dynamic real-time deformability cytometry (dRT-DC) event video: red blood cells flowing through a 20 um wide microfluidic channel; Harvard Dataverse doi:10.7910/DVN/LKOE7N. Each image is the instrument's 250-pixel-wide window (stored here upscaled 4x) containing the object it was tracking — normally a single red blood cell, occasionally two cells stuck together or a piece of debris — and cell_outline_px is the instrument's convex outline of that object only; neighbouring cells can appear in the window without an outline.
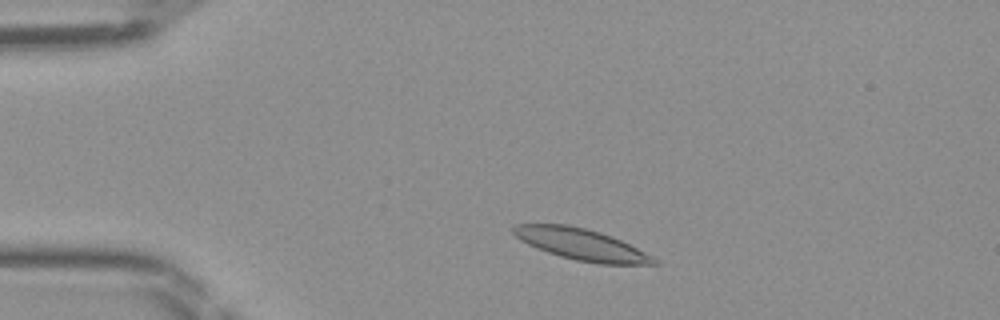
{"species": "Egyptian fruit bat (a non-hibernating species)", "species_latin": "Rousettus aegyptiacus", "temperature_condition": "room temperature", "stored_images_in_passage": 43, "camera_frame_rate_fps": 3000, "um_per_image_px": 0.085, "frame": {"image": 1, "passage_image": 5, "time_ms": 1.333, "image_size_px": [1000, 320], "cell_outline_px": [[660, 264], [600, 264], [576, 260], [560, 256], [536, 248], [520, 240], [512, 232], [512, 228], [516, 224], [568, 224], [588, 228], [612, 236], [652, 256]], "centroid_in_image_um": [49.38, 20.76], "position_along_channel_um": 35.6, "area_um2": 25.55}}
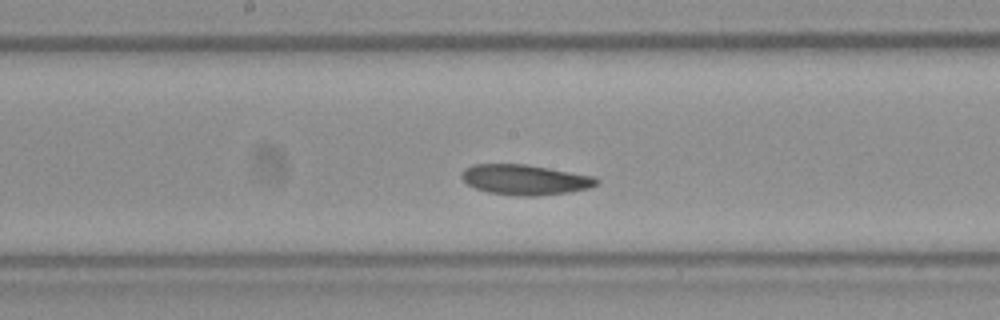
{"frame": {"image": 2, "passage_image": 20, "time_ms": 6.333, "image_size_px": [1000, 320], "cell_outline_px": [[600, 184], [588, 188], [568, 192], [536, 196], [516, 196], [488, 192], [476, 188], [468, 184], [460, 176], [460, 172], [464, 168], [472, 164], [524, 164], [596, 176], [600, 180]], "centroid_in_image_um": [44.63, 15.27], "position_along_channel_um": 203.6, "area_um2": 23.93}}
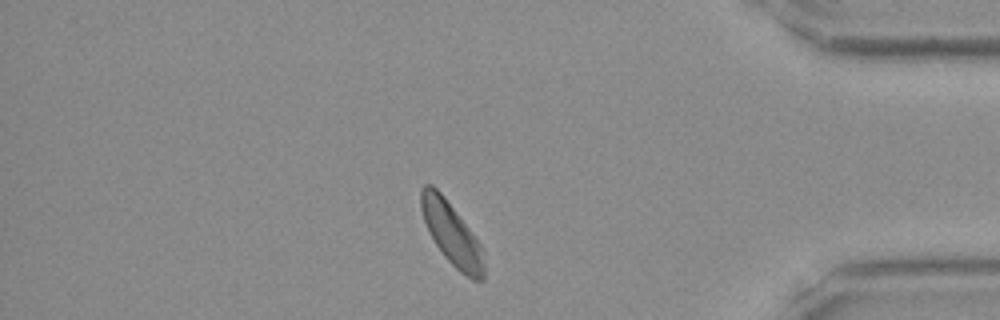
{"frame": {"image": 3, "passage_image": 36, "time_ms": 11.667, "image_size_px": [1000, 320], "cell_outline_px": [[484, 280], [472, 280], [460, 272], [444, 256], [436, 244], [424, 220], [420, 208], [420, 188], [424, 184], [432, 184], [444, 196], [484, 248]], "centroid_in_image_um": [38.41, 19.87], "position_along_channel_um": 396.8, "area_um2": 22.83}}